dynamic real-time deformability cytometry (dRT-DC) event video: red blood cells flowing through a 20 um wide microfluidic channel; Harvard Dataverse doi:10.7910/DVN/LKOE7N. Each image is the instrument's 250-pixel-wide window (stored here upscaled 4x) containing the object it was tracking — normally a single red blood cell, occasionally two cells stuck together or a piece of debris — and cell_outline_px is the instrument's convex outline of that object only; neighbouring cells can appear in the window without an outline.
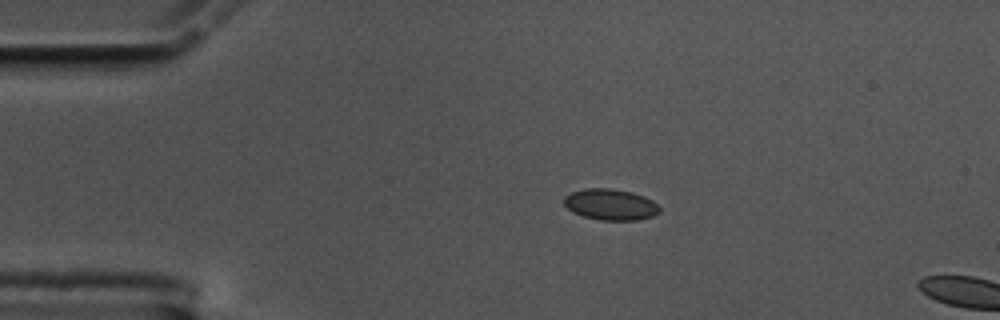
{"species": "common noctule bat (a hibernating species)", "species_latin": "Nyctalus noctula", "temperature_condition": "cold", "stored_images_in_passage": 4, "camera_frame_rate_fps": 3000, "um_per_image_px": 0.085, "animal": {"sex": "male", "body_mass_g": 17.5, "forearm_length_mm": 52.3}, "frame": {"image": 1, "passage_image": 1, "time_ms": 0.0, "image_size_px": [1000, 320], "cell_outline_px": [[660, 212], [652, 216], [636, 220], [600, 220], [584, 216], [572, 212], [564, 204], [564, 196], [572, 192], [584, 188], [612, 188], [632, 192], [644, 196], [652, 200], [660, 208]], "centroid_in_image_um": [51.89, 17.37], "position_along_channel_um": 33.1, "area_um2": 17.34}}